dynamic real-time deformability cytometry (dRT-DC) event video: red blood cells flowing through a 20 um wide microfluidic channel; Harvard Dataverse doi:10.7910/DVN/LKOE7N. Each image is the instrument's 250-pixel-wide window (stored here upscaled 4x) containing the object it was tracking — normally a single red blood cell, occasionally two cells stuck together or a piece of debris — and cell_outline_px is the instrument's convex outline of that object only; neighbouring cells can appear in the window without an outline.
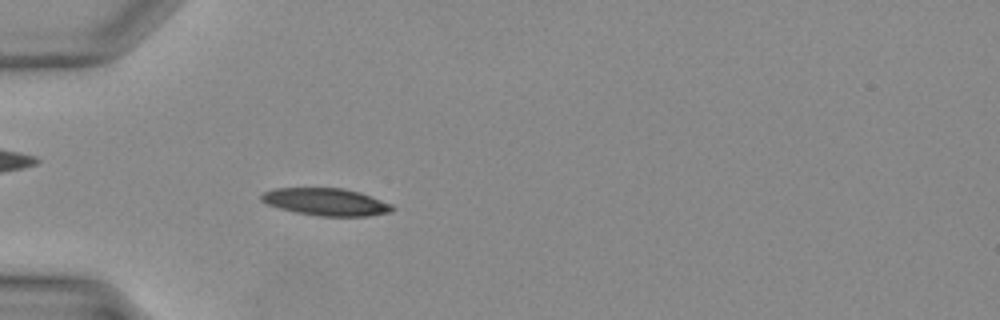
{"species": "Egyptian fruit bat (a non-hibernating species)", "species_latin": "Rousettus aegyptiacus", "temperature_condition": "warm", "stored_images_in_passage": 26, "camera_frame_rate_fps": 3000, "um_per_image_px": 0.085, "animal": {"sex": "female"}, "frame": {"image": 1, "passage_image": 13, "time_ms": 4.0, "image_size_px": [1000, 320], "cell_outline_px": [[396, 208], [392, 212], [368, 216], [320, 216], [296, 212], [280, 208], [268, 204], [260, 200], [260, 196], [264, 192], [276, 188], [344, 188], [360, 192], [392, 204]], "centroid_in_image_um": [27.75, 17.16], "position_along_channel_um": 57.3, "area_um2": 20.87}}
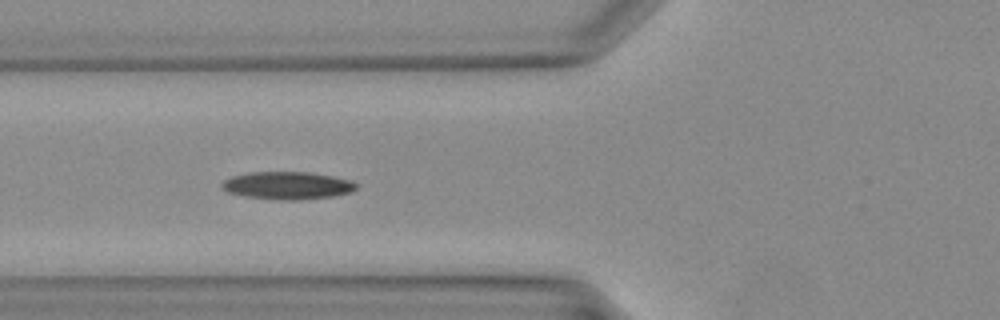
{"frame": {"image": 2, "passage_image": 16, "time_ms": 5.0, "image_size_px": [1000, 320], "cell_outline_px": [[356, 188], [352, 192], [332, 196], [300, 200], [284, 200], [248, 196], [228, 192], [224, 188], [224, 180], [232, 176], [252, 172], [308, 172], [332, 176], [352, 180], [356, 184]], "centroid_in_image_um": [24.5, 15.76], "position_along_channel_um": 101.3, "area_um2": 21.27}}
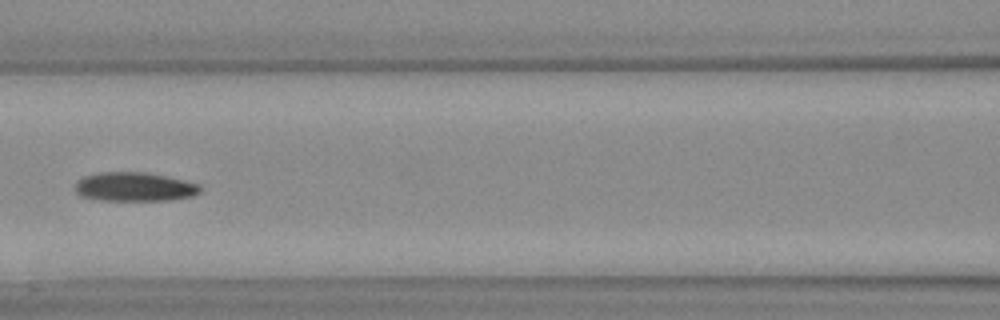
{"frame": {"image": 3, "passage_image": 19, "time_ms": 6.0, "image_size_px": [1000, 320], "cell_outline_px": [[200, 192], [192, 196], [168, 200], [100, 200], [80, 196], [76, 192], [76, 184], [84, 176], [100, 172], [144, 172], [164, 176], [200, 184]], "centroid_in_image_um": [11.42, 15.88], "position_along_channel_um": 155.2, "area_um2": 20.87}}